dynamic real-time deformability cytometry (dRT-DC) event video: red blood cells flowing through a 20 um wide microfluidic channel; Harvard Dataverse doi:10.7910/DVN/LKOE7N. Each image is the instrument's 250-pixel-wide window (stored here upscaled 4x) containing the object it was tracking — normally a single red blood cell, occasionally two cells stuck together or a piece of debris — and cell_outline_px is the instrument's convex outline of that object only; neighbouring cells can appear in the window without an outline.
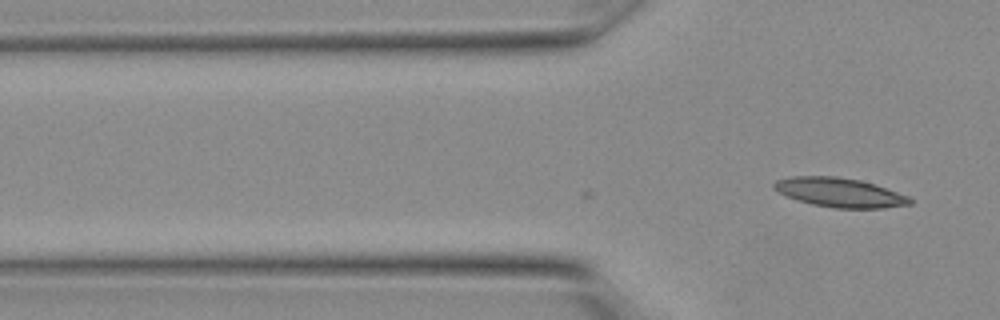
{"species": "Egyptian fruit bat (a non-hibernating species)", "species_latin": "Rousettus aegyptiacus", "temperature_condition": "warm", "stored_images_in_passage": 3, "camera_frame_rate_fps": 3000, "um_per_image_px": 0.085, "animal": {"sex": "female"}, "frame": {"image": 1, "passage_image": 3, "time_ms": 0.667, "image_size_px": [1000, 320], "cell_outline_px": [[912, 204], [880, 208], [836, 208], [812, 204], [788, 196], [772, 188], [772, 184], [776, 180], [792, 176], [836, 176], [860, 180], [876, 184], [908, 196], [912, 200]], "centroid_in_image_um": [71.38, 16.35], "position_along_channel_um": 54.4, "area_um2": 23.0}}